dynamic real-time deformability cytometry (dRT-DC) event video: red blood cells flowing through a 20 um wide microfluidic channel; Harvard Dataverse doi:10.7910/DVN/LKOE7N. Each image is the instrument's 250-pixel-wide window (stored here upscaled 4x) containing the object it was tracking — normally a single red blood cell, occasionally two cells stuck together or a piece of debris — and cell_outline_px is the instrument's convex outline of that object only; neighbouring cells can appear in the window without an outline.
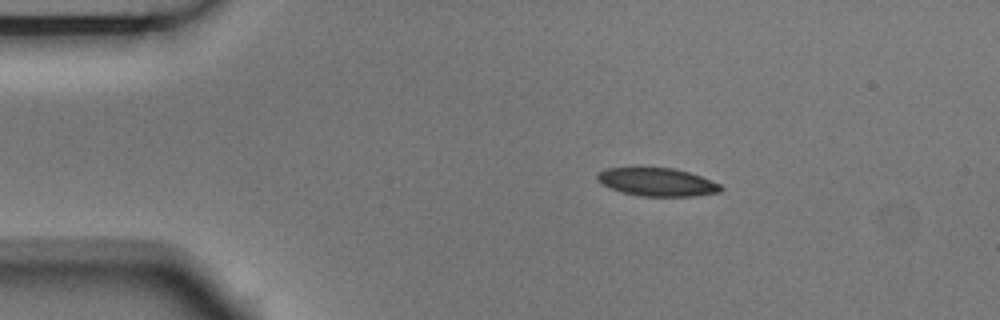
{"species": "Egyptian fruit bat (a non-hibernating species)", "species_latin": "Rousettus aegyptiacus", "temperature_condition": "room temperature", "stored_images_in_passage": 4, "camera_frame_rate_fps": 3000, "um_per_image_px": 0.085, "animal": {"sex": "male"}, "frame": {"image": 1, "passage_image": 1, "time_ms": 0.0, "image_size_px": [1000, 320], "cell_outline_px": [[724, 188], [720, 192], [692, 196], [640, 196], [624, 192], [600, 184], [596, 180], [596, 176], [600, 172], [608, 168], [672, 168], [688, 172], [700, 176], [720, 184]], "centroid_in_image_um": [55.86, 15.48], "position_along_channel_um": 29.1, "area_um2": 20.0}}
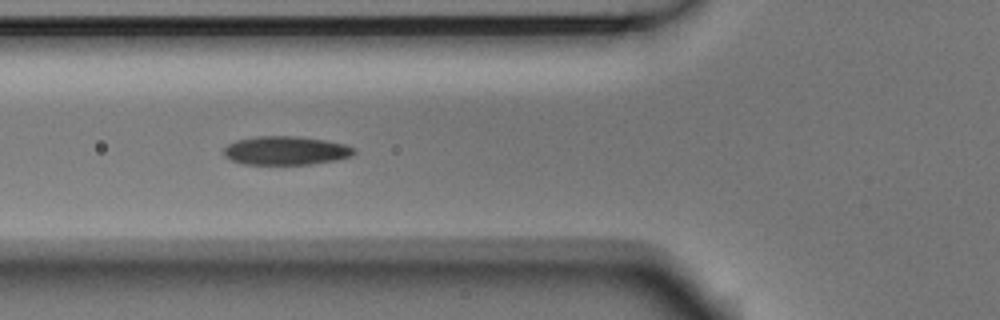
{"frame": {"image": 2, "passage_image": 3, "time_ms": 0.667, "image_size_px": [1000, 320], "cell_outline_px": [[356, 152], [352, 156], [336, 160], [308, 164], [244, 164], [232, 160], [224, 156], [224, 148], [228, 144], [236, 140], [256, 136], [300, 136], [324, 140], [344, 144], [356, 148]], "centroid_in_image_um": [24.31, 12.79], "position_along_channel_um": 101.5, "area_um2": 21.79}}
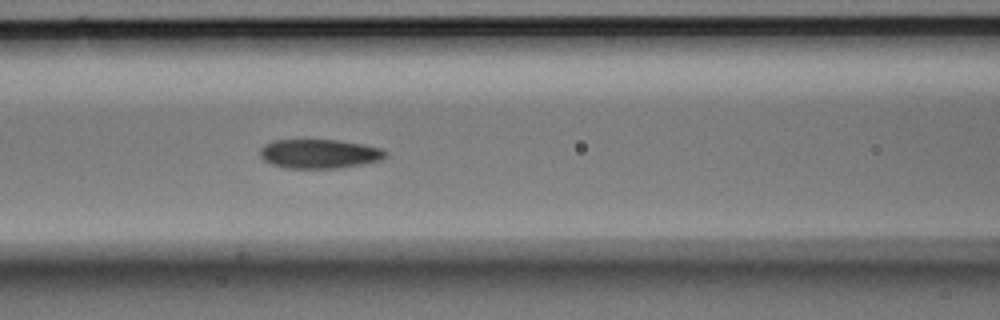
{"frame": {"image": 3, "passage_image": 4, "time_ms": 1.0, "image_size_px": [1000, 320], "cell_outline_px": [[388, 156], [380, 160], [364, 164], [336, 168], [288, 168], [272, 164], [264, 160], [260, 156], [260, 148], [264, 144], [272, 140], [340, 140], [364, 144], [380, 148], [388, 152]], "centroid_in_image_um": [27.16, 13.06], "position_along_channel_um": 139.4, "area_um2": 21.44}}